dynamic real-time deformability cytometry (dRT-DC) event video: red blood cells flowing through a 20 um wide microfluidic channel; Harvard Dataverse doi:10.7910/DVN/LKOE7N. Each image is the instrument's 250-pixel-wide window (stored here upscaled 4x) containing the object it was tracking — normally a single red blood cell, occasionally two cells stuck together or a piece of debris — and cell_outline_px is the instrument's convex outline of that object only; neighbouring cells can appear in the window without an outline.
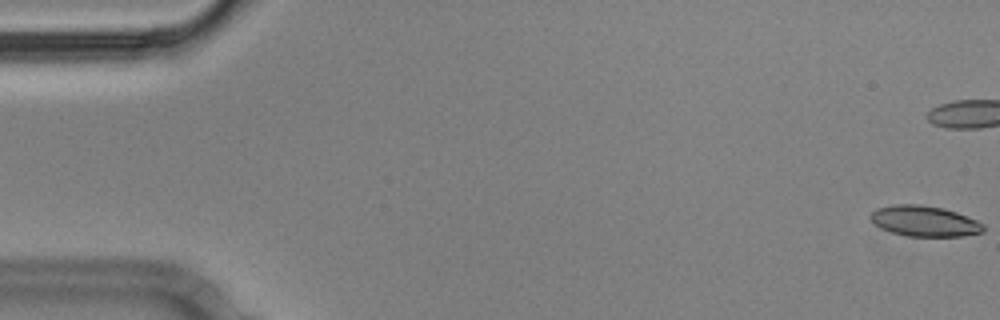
{"species": "Egyptian fruit bat (a non-hibernating species)", "species_latin": "Rousettus aegyptiacus", "temperature_condition": "cold", "stored_images_in_passage": 5, "camera_frame_rate_fps": 3000, "um_per_image_px": 0.085, "animal": {"sex": "male"}, "frame": {"image": 1, "passage_image": 1, "time_ms": 0.0, "image_size_px": [1000, 320], "cell_outline_px": [[984, 232], [964, 236], [908, 236], [892, 232], [880, 228], [868, 216], [876, 208], [892, 204], [920, 204], [944, 208], [956, 212], [976, 220], [984, 224]], "centroid_in_image_um": [78.58, 18.78], "position_along_channel_um": 6.4, "area_um2": 20.23}}